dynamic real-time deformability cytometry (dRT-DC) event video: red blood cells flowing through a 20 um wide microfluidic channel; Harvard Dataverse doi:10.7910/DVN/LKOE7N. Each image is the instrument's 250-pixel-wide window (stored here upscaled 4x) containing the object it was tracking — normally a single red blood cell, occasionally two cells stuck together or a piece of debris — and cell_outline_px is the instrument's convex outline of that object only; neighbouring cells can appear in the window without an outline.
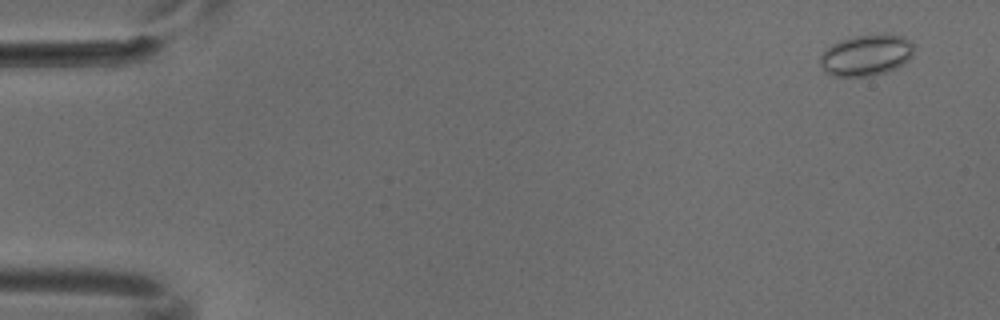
{"species": "common noctule bat (a hibernating species)", "species_latin": "Nyctalus noctula", "temperature_condition": "cold", "stored_images_in_passage": 4, "camera_frame_rate_fps": 3000, "um_per_image_px": 0.085, "animal": {"sex": "male", "body_mass_g": 18.8}, "frame": {"image": 1, "passage_image": 1, "time_ms": 0.0, "image_size_px": [1000, 320], "cell_outline_px": [[916, 48], [912, 56], [904, 64], [884, 72], [868, 76], [832, 76], [824, 72], [820, 64], [820, 56], [832, 44], [840, 40], [856, 36], [904, 36]], "centroid_in_image_um": [73.62, 4.72], "position_along_channel_um": 11.4, "area_um2": 22.08}}
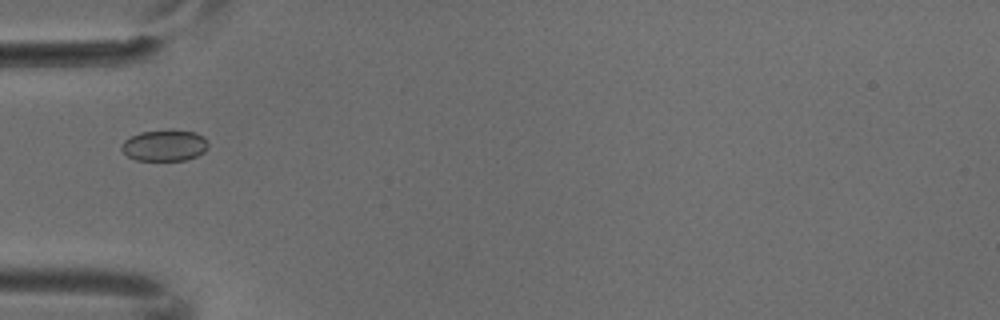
{"frame": {"image": 2, "passage_image": 4, "time_ms": 1.0, "image_size_px": [1000, 320], "cell_outline_px": [[208, 148], [204, 152], [196, 156], [184, 160], [136, 160], [128, 156], [120, 148], [124, 140], [140, 132], [172, 128], [196, 132], [204, 136], [208, 144]], "centroid_in_image_um": [14.01, 12.33], "position_along_channel_um": 71.0, "area_um2": 16.07}}